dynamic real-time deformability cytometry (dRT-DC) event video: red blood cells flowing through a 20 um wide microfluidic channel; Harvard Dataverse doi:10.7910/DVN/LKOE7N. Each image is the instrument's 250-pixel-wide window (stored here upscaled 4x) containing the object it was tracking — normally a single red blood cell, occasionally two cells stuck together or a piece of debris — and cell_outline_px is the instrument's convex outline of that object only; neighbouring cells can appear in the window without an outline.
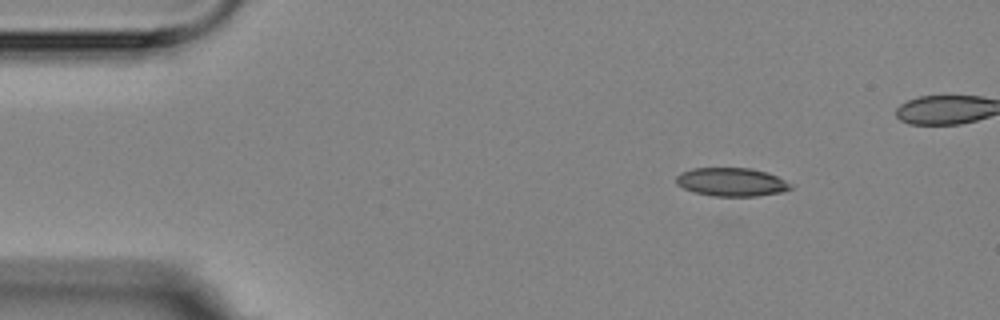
{"species": "Egyptian fruit bat (a non-hibernating species)", "species_latin": "Rousettus aegyptiacus", "temperature_condition": "room temperature", "stored_images_in_passage": 13, "camera_frame_rate_fps": 3000, "um_per_image_px": 0.085, "animal": {"sex": "female"}, "frame": {"image": 1, "passage_image": 1, "time_ms": 0.0, "image_size_px": [1000, 320], "cell_outline_px": [[792, 188], [780, 192], [756, 196], [712, 196], [696, 192], [684, 188], [676, 184], [676, 176], [680, 172], [692, 168], [752, 168], [768, 172], [792, 184]], "centroid_in_image_um": [62.16, 15.46], "position_along_channel_um": 22.8, "area_um2": 18.96}}
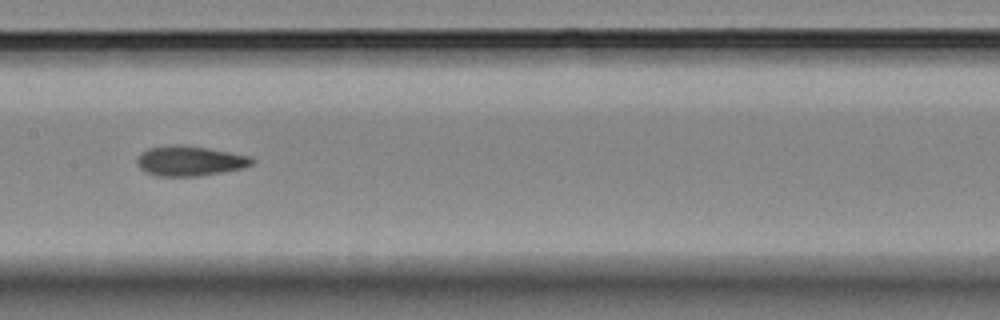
{"frame": {"image": 2, "passage_image": 7, "time_ms": 6.667, "image_size_px": [1000, 320], "cell_outline_px": [[256, 160], [252, 164], [244, 168], [224, 172], [200, 176], [156, 176], [140, 168], [136, 164], [136, 160], [140, 152], [148, 148], [168, 144], [180, 144], [208, 148], [252, 156]], "centroid_in_image_um": [16.14, 13.67], "position_along_channel_um": 191.3, "area_um2": 20.46}}
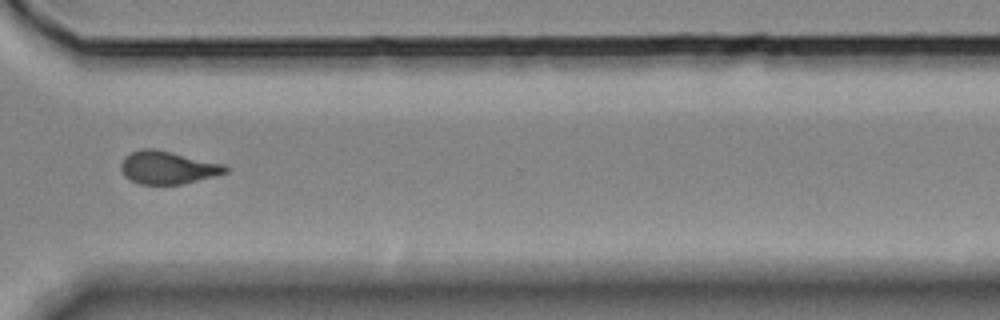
{"frame": {"image": 3, "passage_image": 11, "time_ms": 11.333, "image_size_px": [1000, 320], "cell_outline_px": [[228, 172], [180, 184], [140, 184], [124, 176], [120, 168], [120, 164], [124, 156], [140, 148], [156, 148], [224, 164], [228, 168]], "centroid_in_image_um": [14.21, 14.22], "position_along_channel_um": 356.4, "area_um2": 19.94}}